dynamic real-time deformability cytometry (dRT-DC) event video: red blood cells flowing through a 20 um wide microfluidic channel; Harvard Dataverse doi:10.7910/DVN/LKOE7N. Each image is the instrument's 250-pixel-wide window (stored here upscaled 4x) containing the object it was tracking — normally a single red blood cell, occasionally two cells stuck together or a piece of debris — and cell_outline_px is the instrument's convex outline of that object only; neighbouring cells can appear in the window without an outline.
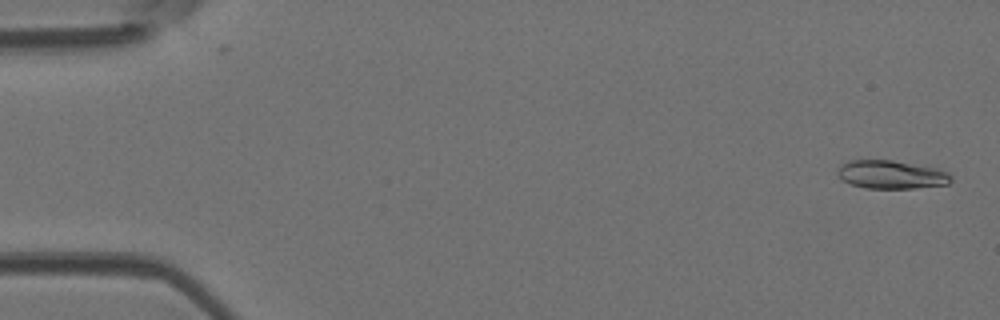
{"species": "Egyptian fruit bat (a non-hibernating species)", "species_latin": "Rousettus aegyptiacus", "temperature_condition": "room temperature", "stored_images_in_passage": 5, "camera_frame_rate_fps": 3000, "um_per_image_px": 0.085, "animal": {"sex": "female"}, "frame": {"image": 1, "passage_image": 1, "time_ms": 0.0, "image_size_px": [1000, 320], "cell_outline_px": [[952, 180], [948, 184], [916, 188], [864, 188], [840, 180], [836, 172], [840, 164], [848, 160], [892, 160], [936, 168], [948, 172], [952, 176]], "centroid_in_image_um": [75.73, 14.84], "position_along_channel_um": 9.3, "area_um2": 18.9}}